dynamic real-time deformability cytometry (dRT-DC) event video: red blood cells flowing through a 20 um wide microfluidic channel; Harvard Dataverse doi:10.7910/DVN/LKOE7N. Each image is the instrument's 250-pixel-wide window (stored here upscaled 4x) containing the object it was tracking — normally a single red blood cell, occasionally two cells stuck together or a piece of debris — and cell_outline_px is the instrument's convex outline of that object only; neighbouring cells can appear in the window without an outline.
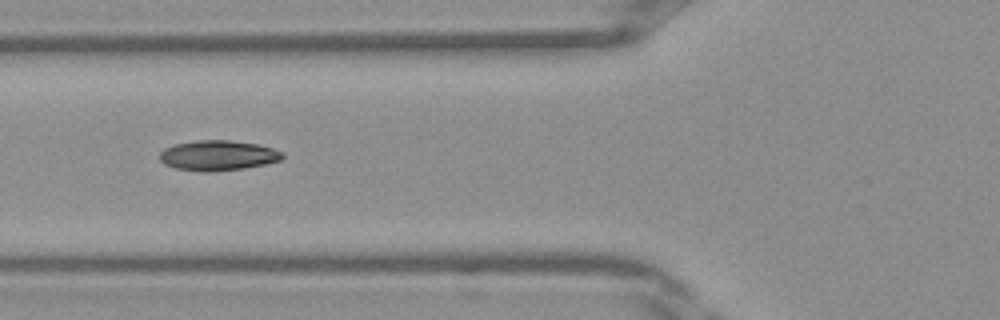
{"species": "Egyptian fruit bat (a non-hibernating species)", "species_latin": "Rousettus aegyptiacus", "temperature_condition": "warm", "stored_images_in_passage": 3, "camera_frame_rate_fps": 3000, "um_per_image_px": 0.085, "frame": {"image": 1, "passage_image": 2, "time_ms": 0.333, "image_size_px": [1000, 320], "cell_outline_px": [[268, 160], [252, 164], [224, 168], [200, 168], [196, 144], [240, 144], [260, 148]], "centroid_in_image_um": [19.41, 13.22], "position_along_channel_um": 106.4, "area_um2": 10.17}}